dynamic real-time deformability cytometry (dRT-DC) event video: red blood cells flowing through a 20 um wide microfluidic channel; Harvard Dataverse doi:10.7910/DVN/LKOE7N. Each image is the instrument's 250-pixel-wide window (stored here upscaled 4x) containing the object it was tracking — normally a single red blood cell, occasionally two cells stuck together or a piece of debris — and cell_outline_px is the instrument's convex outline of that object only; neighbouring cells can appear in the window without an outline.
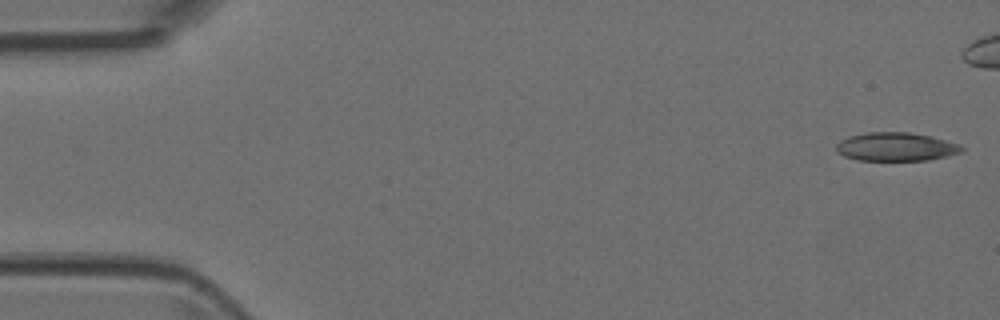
{"species": "Egyptian fruit bat (a non-hibernating species)", "species_latin": "Rousettus aegyptiacus", "temperature_condition": "room temperature", "stored_images_in_passage": 7, "segment_of_instrument_passage": [1, 2], "camera_frame_rate_fps": 3000, "um_per_image_px": 0.085, "animal": {"sex": "female"}, "frame": {"image": 1, "passage_image": 1, "time_ms": 0.0, "image_size_px": [1000, 320], "cell_outline_px": [[964, 148], [960, 152], [948, 156], [928, 160], [856, 160], [844, 156], [836, 152], [836, 144], [840, 140], [848, 136], [868, 132], [908, 132], [928, 136], [960, 144]], "centroid_in_image_um": [76.11, 12.48], "position_along_channel_um": 8.9, "area_um2": 20.81}}
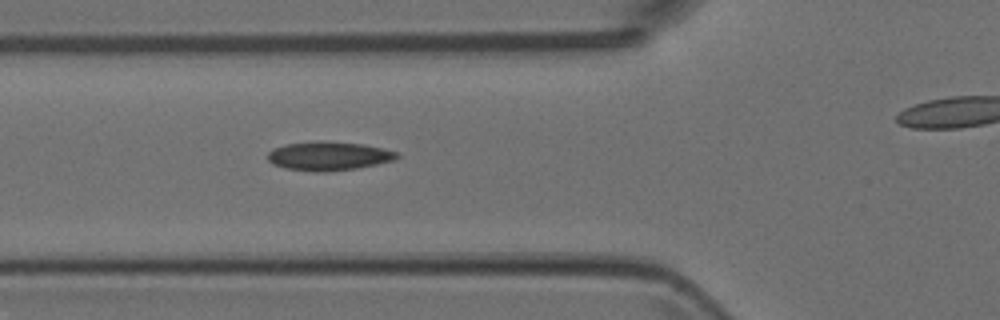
{"frame": {"image": 2, "passage_image": 6, "time_ms": 1.667, "image_size_px": [1000, 320], "cell_outline_px": [[400, 156], [392, 160], [376, 164], [356, 168], [324, 172], [316, 172], [288, 168], [272, 164], [268, 160], [268, 152], [272, 148], [284, 144], [320, 140], [324, 140], [364, 144], [384, 148], [396, 152]], "centroid_in_image_um": [27.91, 13.24], "position_along_channel_um": 97.9, "area_um2": 21.79}}